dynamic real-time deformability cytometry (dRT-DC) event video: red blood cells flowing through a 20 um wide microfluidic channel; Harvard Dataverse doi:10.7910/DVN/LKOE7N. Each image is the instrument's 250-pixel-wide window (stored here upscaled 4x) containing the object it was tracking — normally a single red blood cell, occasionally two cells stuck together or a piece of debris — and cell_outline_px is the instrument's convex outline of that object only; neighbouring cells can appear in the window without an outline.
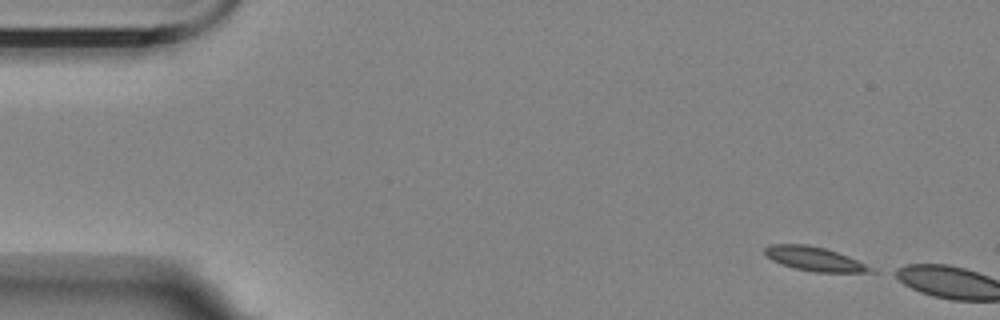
{"species": "Egyptian fruit bat (a non-hibernating species)", "species_latin": "Rousettus aegyptiacus", "temperature_condition": "room temperature", "stored_images_in_passage": 2, "camera_frame_rate_fps": 3000, "um_per_image_px": 0.085, "animal": {"sex": "female"}, "frame": {"image": 1, "passage_image": 1, "time_ms": 0.0, "image_size_px": [1000, 320], "cell_outline_px": [[880, 272], [816, 272], [792, 268], [772, 260], [764, 252], [764, 248], [772, 244], [808, 244], [824, 248], [848, 256]], "centroid_in_image_um": [69.22, 22.0], "position_along_channel_um": 15.8, "area_um2": 14.68}}